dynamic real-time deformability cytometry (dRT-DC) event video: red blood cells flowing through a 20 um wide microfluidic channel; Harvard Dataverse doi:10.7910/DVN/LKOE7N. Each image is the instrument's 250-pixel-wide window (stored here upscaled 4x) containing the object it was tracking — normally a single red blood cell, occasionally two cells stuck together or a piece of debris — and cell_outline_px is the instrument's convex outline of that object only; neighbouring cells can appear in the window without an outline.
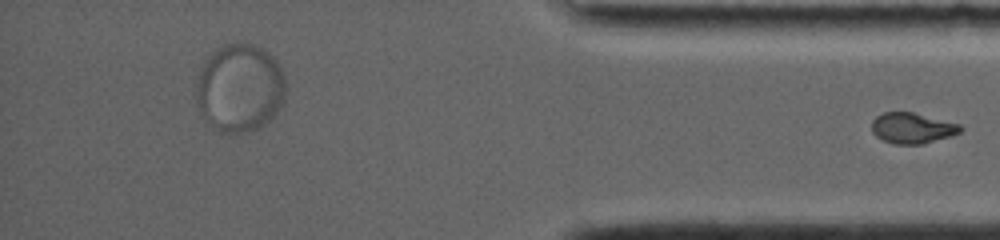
{"species": "common noctule bat (a hibernating species)", "species_latin": "Nyctalus noctula", "temperature_condition": "room temperature", "stored_images_in_passage": 81, "segment_of_instrument_passage": [2, 2], "camera_frame_rate_fps": 4000, "um_per_image_px": 0.085, "animal": {"sex": "female", "body_mass_g": 19.0, "forearm_length_mm": 56.7}, "frame": {"image": 1, "passage_image": 81, "time_ms": 14.75, "image_size_px": [1000, 240], "cell_outline_px": [[964, 128], [960, 132], [952, 136], [924, 144], [892, 144], [876, 136], [872, 132], [872, 120], [876, 116], [884, 112], [912, 112], [960, 124]], "centroid_in_image_um": [77.55, 10.89], "position_along_channel_um": 357.6, "area_um2": 15.95}}